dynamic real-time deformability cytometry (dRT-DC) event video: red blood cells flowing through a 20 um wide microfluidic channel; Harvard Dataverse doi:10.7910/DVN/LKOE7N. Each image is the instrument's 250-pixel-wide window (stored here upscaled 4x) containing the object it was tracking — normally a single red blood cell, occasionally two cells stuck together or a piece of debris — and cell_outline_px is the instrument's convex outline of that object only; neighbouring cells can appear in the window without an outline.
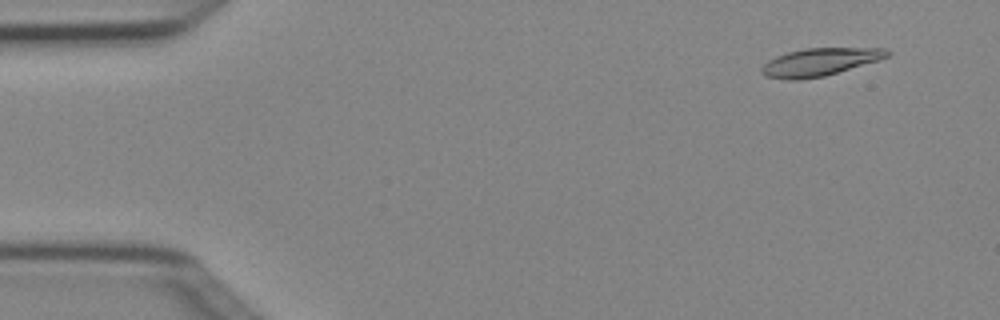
{"species": "Egyptian fruit bat (a non-hibernating species)", "species_latin": "Rousettus aegyptiacus", "temperature_condition": "cold", "stored_images_in_passage": 3, "camera_frame_rate_fps": 3000, "um_per_image_px": 0.085, "animal": {"sex": "female"}, "frame": {"image": 1, "passage_image": 1, "time_ms": 0.0, "image_size_px": [1000, 320], "cell_outline_px": [[892, 52], [888, 56], [880, 60], [824, 76], [796, 80], [788, 80], [764, 76], [760, 72], [760, 68], [768, 60], [776, 56], [788, 52], [804, 48], [888, 48]], "centroid_in_image_um": [69.68, 5.27], "position_along_channel_um": 15.3, "area_um2": 20.4}}
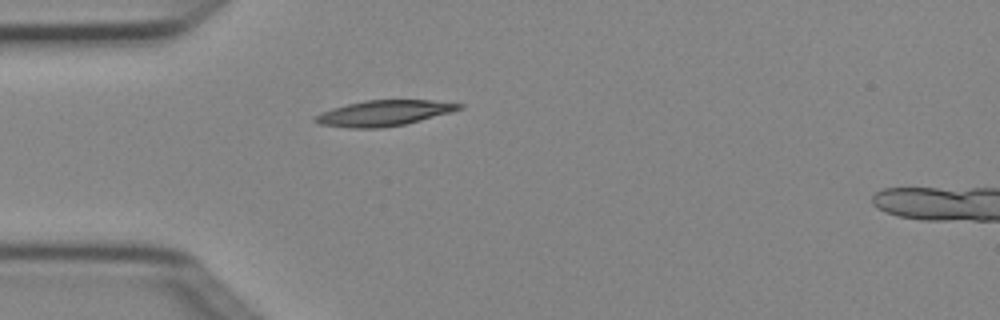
{"frame": {"image": 2, "passage_image": 3, "time_ms": 0.667, "image_size_px": [1000, 320], "cell_outline_px": [[464, 108], [452, 112], [404, 124], [380, 128], [348, 128], [320, 124], [312, 120], [312, 116], [320, 112], [332, 108], [364, 100], [432, 100], [464, 104]], "centroid_in_image_um": [32.61, 9.61], "position_along_channel_um": 52.4, "area_um2": 21.56}}